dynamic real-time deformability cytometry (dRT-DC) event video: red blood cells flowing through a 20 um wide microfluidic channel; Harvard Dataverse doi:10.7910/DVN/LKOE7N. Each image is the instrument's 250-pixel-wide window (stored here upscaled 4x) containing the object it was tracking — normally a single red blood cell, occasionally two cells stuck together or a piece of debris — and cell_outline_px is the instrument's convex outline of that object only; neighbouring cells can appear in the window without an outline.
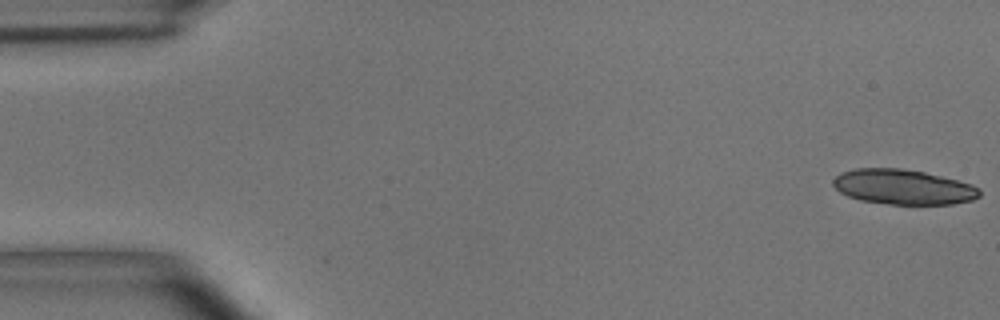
{"species": "common noctule bat (a hibernating species)", "species_latin": "Nyctalus noctula", "temperature_condition": "room temperature", "stored_images_in_passage": 29, "segment_of_instrument_passage": [1, 2], "camera_frame_rate_fps": 3000, "um_per_image_px": 0.085, "animal": {"sex": "male", "body_mass_g": 15.6}, "frame": {"image": 1, "passage_image": 1, "time_ms": 0.0, "image_size_px": [1000, 320], "cell_outline_px": [[980, 196], [972, 200], [952, 204], [888, 204], [860, 200], [848, 196], [840, 192], [832, 184], [832, 180], [840, 172], [856, 168], [900, 168], [924, 172], [972, 184], [980, 188]], "centroid_in_image_um": [76.75, 15.89], "position_along_channel_um": 8.2, "area_um2": 29.88}}